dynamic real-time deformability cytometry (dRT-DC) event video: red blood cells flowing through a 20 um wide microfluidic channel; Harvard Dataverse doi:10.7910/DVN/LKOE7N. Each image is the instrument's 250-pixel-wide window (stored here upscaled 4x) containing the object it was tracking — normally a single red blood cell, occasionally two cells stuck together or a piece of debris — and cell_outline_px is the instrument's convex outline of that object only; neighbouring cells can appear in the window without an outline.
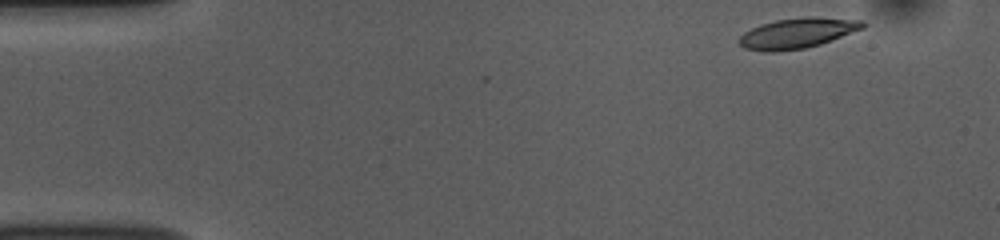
{"species": "common noctule bat (a hibernating species)", "species_latin": "Nyctalus noctula", "temperature_condition": "room temperature", "stored_images_in_passage": 3, "camera_frame_rate_fps": 3000, "um_per_image_px": 0.085, "animal": {"sex": "female", "body_mass_g": 10.0, "forearm_length_mm": 53.1}, "frame": {"image": 1, "passage_image": 1, "time_ms": 0.0, "image_size_px": [1000, 240], "cell_outline_px": [[868, 24], [864, 28], [820, 44], [804, 48], [776, 52], [764, 52], [744, 48], [736, 40], [744, 32], [760, 24], [776, 20], [808, 16], [816, 16], [864, 20]], "centroid_in_image_um": [67.78, 2.81], "position_along_channel_um": 17.2, "area_um2": 22.08}}